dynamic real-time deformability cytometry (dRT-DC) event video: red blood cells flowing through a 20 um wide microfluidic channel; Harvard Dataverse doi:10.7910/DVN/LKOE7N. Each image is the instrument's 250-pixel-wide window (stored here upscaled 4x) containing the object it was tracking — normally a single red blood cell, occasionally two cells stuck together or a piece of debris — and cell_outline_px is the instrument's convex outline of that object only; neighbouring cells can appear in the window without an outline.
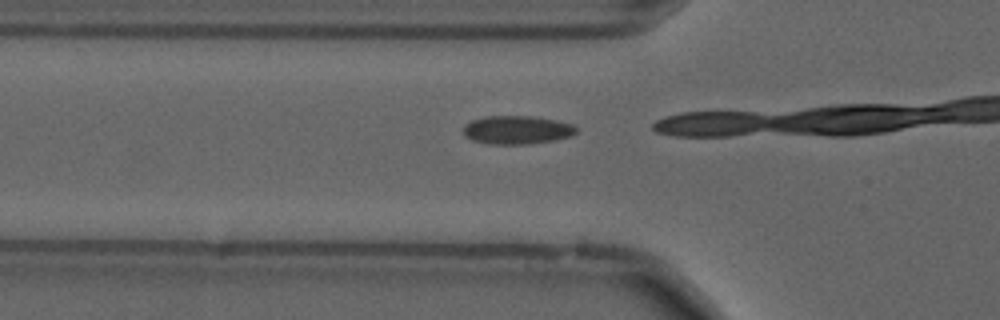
{"species": "common noctule bat (a hibernating species)", "species_latin": "Nyctalus noctula", "temperature_condition": "cold", "stored_images_in_passage": 6, "camera_frame_rate_fps": 3000, "um_per_image_px": 0.085, "animal": {"sex": "male", "forearm_length_mm": 52.5}, "frame": {"image": 1, "passage_image": 4, "time_ms": 1.0, "image_size_px": [1000, 320], "cell_outline_px": [[580, 128], [572, 136], [556, 140], [532, 144], [488, 144], [472, 140], [464, 136], [464, 124], [472, 120], [484, 116], [532, 116], [556, 120], [572, 124]], "centroid_in_image_um": [43.97, 11.05], "position_along_channel_um": 81.8, "area_um2": 19.02}}